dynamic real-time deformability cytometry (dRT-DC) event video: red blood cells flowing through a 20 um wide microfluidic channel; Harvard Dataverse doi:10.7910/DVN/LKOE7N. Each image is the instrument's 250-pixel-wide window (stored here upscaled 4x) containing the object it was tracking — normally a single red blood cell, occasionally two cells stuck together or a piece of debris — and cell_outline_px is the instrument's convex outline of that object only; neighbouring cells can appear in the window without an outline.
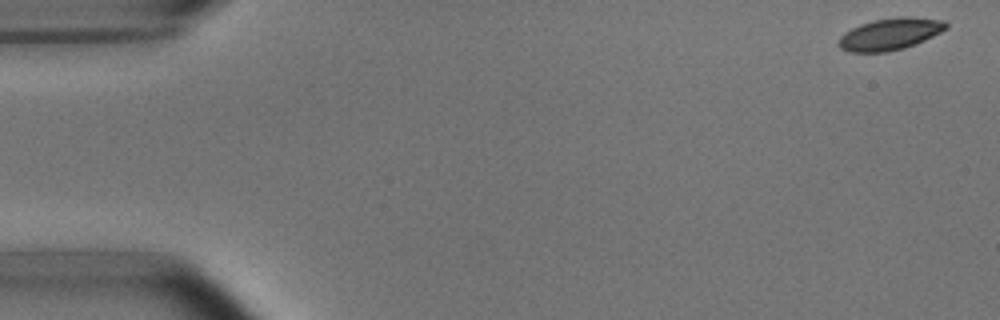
{"species": "common noctule bat (a hibernating species)", "species_latin": "Nyctalus noctula", "temperature_condition": "room temperature", "stored_images_in_passage": 4, "camera_frame_rate_fps": 3000, "um_per_image_px": 0.085, "animal": {"sex": "male", "body_mass_g": 15.6}, "frame": {"image": 1, "passage_image": 1, "time_ms": 0.0, "image_size_px": [1000, 320], "cell_outline_px": [[948, 28], [924, 40], [904, 48], [888, 52], [848, 52], [840, 48], [836, 44], [840, 36], [844, 32], [860, 24], [872, 20], [896, 16], [908, 16], [944, 20], [948, 24]], "centroid_in_image_um": [75.62, 2.88], "position_along_channel_um": 9.4, "area_um2": 20.17}}
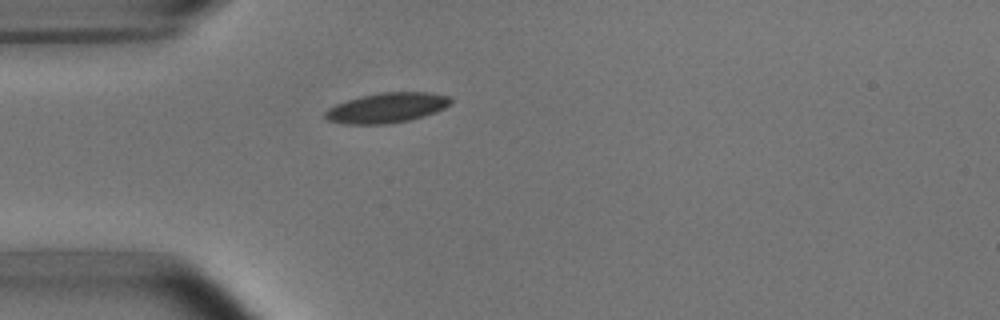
{"frame": {"image": 2, "passage_image": 4, "time_ms": 1.0, "image_size_px": [1000, 320], "cell_outline_px": [[452, 104], [436, 112], [424, 116], [408, 120], [388, 124], [344, 124], [328, 120], [324, 116], [324, 112], [328, 108], [336, 104], [360, 96], [380, 92], [428, 92], [448, 96], [452, 100]], "centroid_in_image_um": [32.88, 9.16], "position_along_channel_um": 52.1, "area_um2": 22.02}}